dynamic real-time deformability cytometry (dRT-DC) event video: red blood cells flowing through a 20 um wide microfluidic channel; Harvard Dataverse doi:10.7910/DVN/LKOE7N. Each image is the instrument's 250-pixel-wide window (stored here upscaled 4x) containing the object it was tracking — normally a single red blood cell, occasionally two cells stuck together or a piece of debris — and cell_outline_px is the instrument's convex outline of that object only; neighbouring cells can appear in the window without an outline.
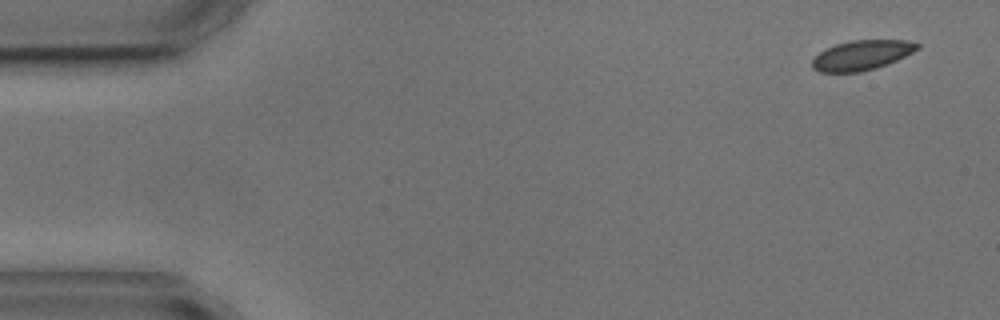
{"species": "common noctule bat (a hibernating species)", "species_latin": "Nyctalus noctula", "temperature_condition": "cold", "stored_images_in_passage": 4, "camera_frame_rate_fps": 3000, "um_per_image_px": 0.085, "animal": {"sex": "male", "body_mass_g": 17.9, "forearm_length_mm": 54.2}, "frame": {"image": 1, "passage_image": 1, "time_ms": 0.0, "image_size_px": [1000, 320], "cell_outline_px": [[920, 48], [888, 64], [876, 68], [860, 72], [820, 72], [812, 68], [812, 60], [820, 52], [836, 44], [852, 40], [908, 40], [920, 44]], "centroid_in_image_um": [73.26, 4.69], "position_along_channel_um": 11.7, "area_um2": 18.15}}
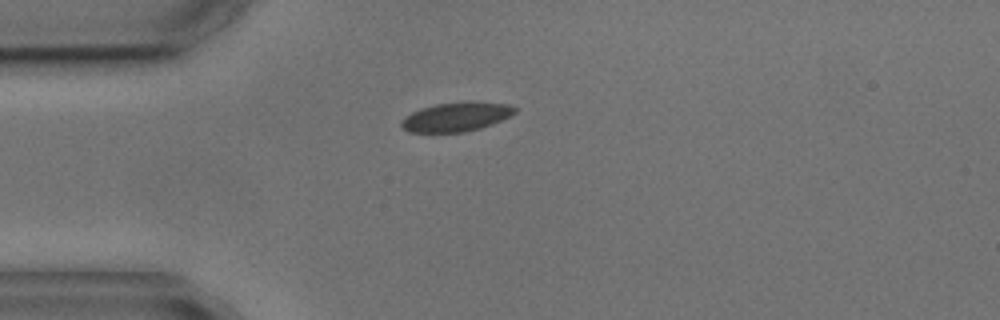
{"frame": {"image": 2, "passage_image": 4, "time_ms": 3.667, "image_size_px": [1000, 320], "cell_outline_px": [[516, 112], [512, 116], [492, 124], [480, 128], [464, 132], [408, 132], [400, 124], [400, 120], [412, 112], [420, 108], [436, 104], [468, 100], [472, 100], [508, 104], [516, 108]], "centroid_in_image_um": [38.81, 9.91], "position_along_channel_um": 46.2, "area_um2": 19.59}}